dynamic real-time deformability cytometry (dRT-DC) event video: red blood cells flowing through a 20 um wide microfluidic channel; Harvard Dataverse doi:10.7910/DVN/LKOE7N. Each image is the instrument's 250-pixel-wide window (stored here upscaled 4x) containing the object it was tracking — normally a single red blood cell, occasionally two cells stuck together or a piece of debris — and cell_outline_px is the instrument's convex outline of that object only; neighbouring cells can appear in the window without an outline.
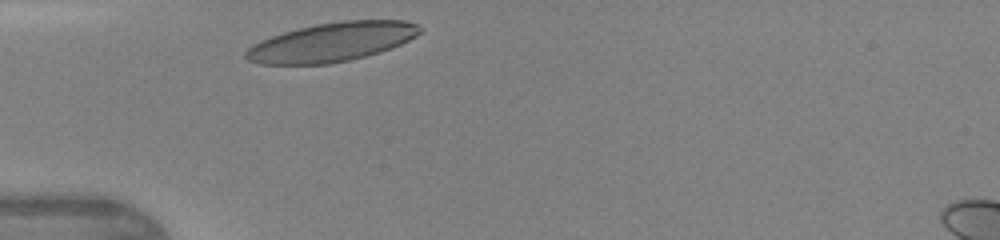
{"species": "human", "species_latin": "Homo sapiens", "temperature_condition": "warm", "stored_images_in_passage": 25, "camera_frame_rate_fps": 3000, "um_per_image_px": 0.085, "donor": {"sex": "female"}, "frame": {"image": 1, "passage_image": 1, "time_ms": 0.0, "image_size_px": [1000, 240], "cell_outline_px": [[424, 32], [400, 44], [380, 52], [348, 60], [328, 64], [260, 64], [248, 60], [244, 56], [244, 52], [252, 44], [260, 40], [284, 32], [316, 24], [344, 20], [404, 20], [416, 24], [424, 28]], "centroid_in_image_um": [28.22, 3.57], "position_along_channel_um": 56.8, "area_um2": 39.48}}
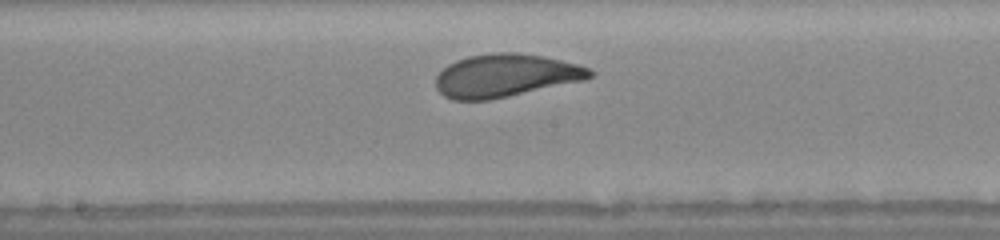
{"frame": {"image": 2, "passage_image": 12, "time_ms": 3.667, "image_size_px": [1000, 240], "cell_outline_px": [[596, 72], [592, 76], [584, 80], [508, 96], [488, 100], [452, 100], [444, 96], [436, 88], [436, 76], [448, 64], [456, 60], [468, 56], [492, 52], [516, 52], [544, 56], [592, 68]], "centroid_in_image_um": [42.97, 6.41], "position_along_channel_um": 205.2, "area_um2": 38.61}}
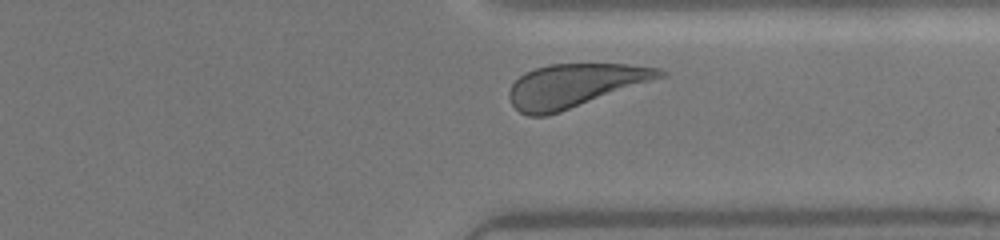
{"frame": {"image": 3, "passage_image": 23, "time_ms": 7.333, "image_size_px": [1000, 240], "cell_outline_px": [[668, 72], [664, 76], [560, 112], [544, 116], [528, 116], [520, 112], [512, 104], [508, 96], [508, 92], [512, 84], [524, 72], [548, 64], [628, 64], [660, 68]], "centroid_in_image_um": [48.81, 7.26], "position_along_channel_um": 362.6, "area_um2": 37.69}, "authors_computed_cell_mechanics": {"area_um2": 38.437, "velocity_mm_per_s": 4.2806, "shape_relaxation_time_tau1_ms": 2.3236, "shape_relaxation_time_tau2_ms": 0.7058, "deformation_change_tau1": 0.1413, "deformation_change_tau2": 0.0824}}